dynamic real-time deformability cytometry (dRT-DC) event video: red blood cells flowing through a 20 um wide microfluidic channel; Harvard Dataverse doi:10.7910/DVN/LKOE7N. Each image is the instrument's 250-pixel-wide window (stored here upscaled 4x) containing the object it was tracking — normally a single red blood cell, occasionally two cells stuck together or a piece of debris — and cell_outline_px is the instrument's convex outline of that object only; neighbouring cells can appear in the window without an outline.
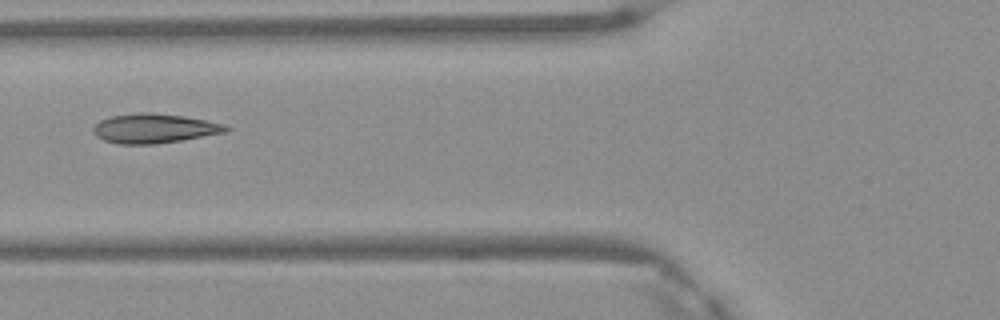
{"species": "Egyptian fruit bat (a non-hibernating species)", "species_latin": "Rousettus aegyptiacus", "temperature_condition": "warm", "stored_images_in_passage": 6, "camera_frame_rate_fps": 3000, "um_per_image_px": 0.085, "frame": {"image": 1, "passage_image": 5, "time_ms": 1.333, "image_size_px": [1000, 320], "cell_outline_px": [[232, 128], [228, 132], [180, 140], [152, 144], [120, 144], [104, 140], [96, 136], [92, 132], [92, 128], [100, 120], [112, 116], [140, 112], [152, 112], [184, 116], [224, 124]], "centroid_in_image_um": [13.11, 10.91], "position_along_channel_um": 112.7, "area_um2": 22.72}}
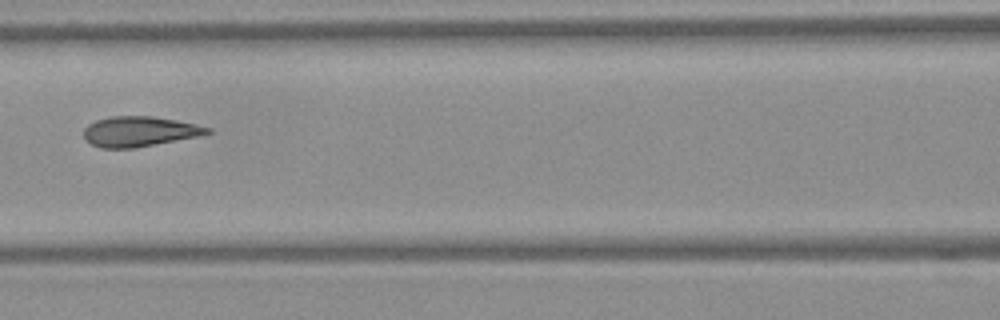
{"frame": {"image": 2, "passage_image": 6, "time_ms": 1.667, "image_size_px": [1000, 320], "cell_outline_px": [[212, 132], [196, 136], [136, 148], [100, 148], [92, 144], [84, 136], [84, 128], [88, 124], [96, 120], [112, 116], [152, 116], [176, 120], [212, 128]], "centroid_in_image_um": [11.83, 11.17], "position_along_channel_um": 154.8, "area_um2": 21.5}}